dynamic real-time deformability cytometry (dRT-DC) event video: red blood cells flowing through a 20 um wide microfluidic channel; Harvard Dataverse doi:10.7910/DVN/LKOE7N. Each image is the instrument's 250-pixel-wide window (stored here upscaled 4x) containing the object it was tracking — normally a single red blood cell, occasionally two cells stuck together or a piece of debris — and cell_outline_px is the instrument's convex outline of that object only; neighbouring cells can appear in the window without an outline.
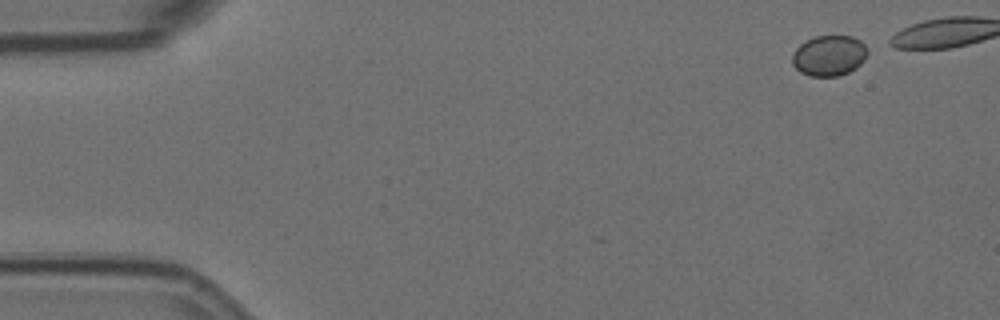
{"species": "Egyptian fruit bat (a non-hibernating species)", "species_latin": "Rousettus aegyptiacus", "temperature_condition": "room temperature", "stored_images_in_passage": 5, "camera_frame_rate_fps": 3000, "um_per_image_px": 0.085, "animal": {"sex": "female"}, "frame": {"image": 1, "passage_image": 1, "time_ms": 0.0, "image_size_px": [1000, 320], "cell_outline_px": [[868, 52], [864, 60], [856, 68], [848, 72], [836, 76], [808, 76], [800, 72], [792, 64], [792, 56], [796, 48], [800, 44], [816, 36], [852, 36], [860, 40], [864, 44]], "centroid_in_image_um": [70.47, 4.73], "position_along_channel_um": 14.5, "area_um2": 17.74}}